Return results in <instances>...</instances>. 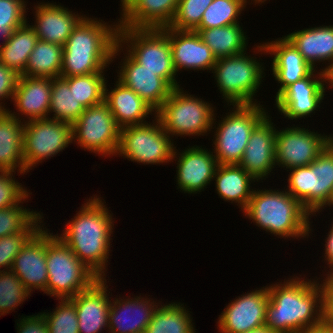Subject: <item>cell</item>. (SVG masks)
Returning <instances> with one entry per match:
<instances>
[{"label":"cell","instance_id":"9f6ffc18","mask_svg":"<svg viewBox=\"0 0 333 333\" xmlns=\"http://www.w3.org/2000/svg\"><path fill=\"white\" fill-rule=\"evenodd\" d=\"M266 1H268V0H251L250 4L254 3V5L258 4L260 6V5H262V3L266 2ZM269 2H270V0H269Z\"/></svg>","mask_w":333,"mask_h":333},{"label":"cell","instance_id":"11a10c76","mask_svg":"<svg viewBox=\"0 0 333 333\" xmlns=\"http://www.w3.org/2000/svg\"><path fill=\"white\" fill-rule=\"evenodd\" d=\"M241 333H275L274 331H272L270 328L268 327H261L258 329H254V330H250V331H246V332H241Z\"/></svg>","mask_w":333,"mask_h":333},{"label":"cell","instance_id":"cb8c5ba5","mask_svg":"<svg viewBox=\"0 0 333 333\" xmlns=\"http://www.w3.org/2000/svg\"><path fill=\"white\" fill-rule=\"evenodd\" d=\"M34 24L39 40L63 46L72 30L86 17V15L73 12L56 2H41L33 7Z\"/></svg>","mask_w":333,"mask_h":333},{"label":"cell","instance_id":"7a4b0ae2","mask_svg":"<svg viewBox=\"0 0 333 333\" xmlns=\"http://www.w3.org/2000/svg\"><path fill=\"white\" fill-rule=\"evenodd\" d=\"M97 196H90L74 218L65 224L61 234L56 235L99 278H106L115 220L105 200Z\"/></svg>","mask_w":333,"mask_h":333},{"label":"cell","instance_id":"ffe728a7","mask_svg":"<svg viewBox=\"0 0 333 333\" xmlns=\"http://www.w3.org/2000/svg\"><path fill=\"white\" fill-rule=\"evenodd\" d=\"M108 286L106 278H99L90 287L70 298L76 307L79 333H102L103 329L108 332L113 297Z\"/></svg>","mask_w":333,"mask_h":333},{"label":"cell","instance_id":"f1b7e54d","mask_svg":"<svg viewBox=\"0 0 333 333\" xmlns=\"http://www.w3.org/2000/svg\"><path fill=\"white\" fill-rule=\"evenodd\" d=\"M23 129L24 122L8 111H0V170L27 175L23 157Z\"/></svg>","mask_w":333,"mask_h":333},{"label":"cell","instance_id":"b9f144b4","mask_svg":"<svg viewBox=\"0 0 333 333\" xmlns=\"http://www.w3.org/2000/svg\"><path fill=\"white\" fill-rule=\"evenodd\" d=\"M213 0H179L173 20L168 28L178 31H195L203 14Z\"/></svg>","mask_w":333,"mask_h":333},{"label":"cell","instance_id":"30bf717a","mask_svg":"<svg viewBox=\"0 0 333 333\" xmlns=\"http://www.w3.org/2000/svg\"><path fill=\"white\" fill-rule=\"evenodd\" d=\"M287 171L290 172L285 190L302 204L311 217L320 214L333 193V140L308 166Z\"/></svg>","mask_w":333,"mask_h":333},{"label":"cell","instance_id":"8fae6325","mask_svg":"<svg viewBox=\"0 0 333 333\" xmlns=\"http://www.w3.org/2000/svg\"><path fill=\"white\" fill-rule=\"evenodd\" d=\"M149 123L126 126L120 129L117 156L143 165H161L172 162L174 140L165 132L155 116ZM155 121V122H154Z\"/></svg>","mask_w":333,"mask_h":333},{"label":"cell","instance_id":"f907efd6","mask_svg":"<svg viewBox=\"0 0 333 333\" xmlns=\"http://www.w3.org/2000/svg\"><path fill=\"white\" fill-rule=\"evenodd\" d=\"M301 333H333V325L322 321L320 324L305 329Z\"/></svg>","mask_w":333,"mask_h":333},{"label":"cell","instance_id":"277c9868","mask_svg":"<svg viewBox=\"0 0 333 333\" xmlns=\"http://www.w3.org/2000/svg\"><path fill=\"white\" fill-rule=\"evenodd\" d=\"M277 189L255 188L242 211L245 218L278 238L308 239L313 234L311 214L285 188Z\"/></svg>","mask_w":333,"mask_h":333},{"label":"cell","instance_id":"484cf974","mask_svg":"<svg viewBox=\"0 0 333 333\" xmlns=\"http://www.w3.org/2000/svg\"><path fill=\"white\" fill-rule=\"evenodd\" d=\"M168 38L177 73L182 70L212 71L217 58L197 32L168 28Z\"/></svg>","mask_w":333,"mask_h":333},{"label":"cell","instance_id":"83f0119b","mask_svg":"<svg viewBox=\"0 0 333 333\" xmlns=\"http://www.w3.org/2000/svg\"><path fill=\"white\" fill-rule=\"evenodd\" d=\"M284 36L314 69L323 62L320 70L324 72L333 62V25L311 26Z\"/></svg>","mask_w":333,"mask_h":333},{"label":"cell","instance_id":"7bdbcfd3","mask_svg":"<svg viewBox=\"0 0 333 333\" xmlns=\"http://www.w3.org/2000/svg\"><path fill=\"white\" fill-rule=\"evenodd\" d=\"M49 312H41L45 317L48 333H79L76 307L70 299H58L55 309Z\"/></svg>","mask_w":333,"mask_h":333},{"label":"cell","instance_id":"8992f818","mask_svg":"<svg viewBox=\"0 0 333 333\" xmlns=\"http://www.w3.org/2000/svg\"><path fill=\"white\" fill-rule=\"evenodd\" d=\"M247 53L246 50L238 55L218 58L211 71L222 99L228 106L261 103L254 97L264 82L265 63H262L261 57L260 62L257 57Z\"/></svg>","mask_w":333,"mask_h":333},{"label":"cell","instance_id":"8d00e7d4","mask_svg":"<svg viewBox=\"0 0 333 333\" xmlns=\"http://www.w3.org/2000/svg\"><path fill=\"white\" fill-rule=\"evenodd\" d=\"M105 73H92L71 77H62L73 90L74 96L81 105L88 107L104 102L105 86L108 82Z\"/></svg>","mask_w":333,"mask_h":333},{"label":"cell","instance_id":"d4e9b609","mask_svg":"<svg viewBox=\"0 0 333 333\" xmlns=\"http://www.w3.org/2000/svg\"><path fill=\"white\" fill-rule=\"evenodd\" d=\"M51 80L20 75L12 99L16 112L7 111L22 122L49 118Z\"/></svg>","mask_w":333,"mask_h":333},{"label":"cell","instance_id":"6f0895ef","mask_svg":"<svg viewBox=\"0 0 333 333\" xmlns=\"http://www.w3.org/2000/svg\"><path fill=\"white\" fill-rule=\"evenodd\" d=\"M328 206H329V207H332V206H333V193H332V196H331V198H330L328 204H327L325 207L328 208ZM332 208H333V207H332Z\"/></svg>","mask_w":333,"mask_h":333},{"label":"cell","instance_id":"ac0fdd59","mask_svg":"<svg viewBox=\"0 0 333 333\" xmlns=\"http://www.w3.org/2000/svg\"><path fill=\"white\" fill-rule=\"evenodd\" d=\"M267 115L251 132L239 165L259 183L268 179L276 167V125Z\"/></svg>","mask_w":333,"mask_h":333},{"label":"cell","instance_id":"f35d334b","mask_svg":"<svg viewBox=\"0 0 333 333\" xmlns=\"http://www.w3.org/2000/svg\"><path fill=\"white\" fill-rule=\"evenodd\" d=\"M43 218L44 215L42 213L24 232H17L0 238V271L11 270L18 253L45 226Z\"/></svg>","mask_w":333,"mask_h":333},{"label":"cell","instance_id":"9c48e42d","mask_svg":"<svg viewBox=\"0 0 333 333\" xmlns=\"http://www.w3.org/2000/svg\"><path fill=\"white\" fill-rule=\"evenodd\" d=\"M174 88L170 96L156 111L163 129L172 137L207 136L212 130L216 107L213 103ZM185 92V93H184Z\"/></svg>","mask_w":333,"mask_h":333},{"label":"cell","instance_id":"44dd1931","mask_svg":"<svg viewBox=\"0 0 333 333\" xmlns=\"http://www.w3.org/2000/svg\"><path fill=\"white\" fill-rule=\"evenodd\" d=\"M118 65L117 80L132 89L148 105L157 111L174 89L165 79L145 69L127 52ZM123 60V61H122Z\"/></svg>","mask_w":333,"mask_h":333},{"label":"cell","instance_id":"c3c4849f","mask_svg":"<svg viewBox=\"0 0 333 333\" xmlns=\"http://www.w3.org/2000/svg\"><path fill=\"white\" fill-rule=\"evenodd\" d=\"M323 289V321L333 325V288Z\"/></svg>","mask_w":333,"mask_h":333},{"label":"cell","instance_id":"e575fe53","mask_svg":"<svg viewBox=\"0 0 333 333\" xmlns=\"http://www.w3.org/2000/svg\"><path fill=\"white\" fill-rule=\"evenodd\" d=\"M63 46L38 40L21 75L41 78L61 76Z\"/></svg>","mask_w":333,"mask_h":333},{"label":"cell","instance_id":"5b68a950","mask_svg":"<svg viewBox=\"0 0 333 333\" xmlns=\"http://www.w3.org/2000/svg\"><path fill=\"white\" fill-rule=\"evenodd\" d=\"M121 52L123 54L127 52L137 63L155 72L173 88L181 87L173 64L168 27L161 29L119 27L118 43L114 48L112 61L119 57Z\"/></svg>","mask_w":333,"mask_h":333},{"label":"cell","instance_id":"f5cc1de1","mask_svg":"<svg viewBox=\"0 0 333 333\" xmlns=\"http://www.w3.org/2000/svg\"><path fill=\"white\" fill-rule=\"evenodd\" d=\"M325 75V86L329 89H333V62L328 66V68L324 71ZM329 84V85H328Z\"/></svg>","mask_w":333,"mask_h":333},{"label":"cell","instance_id":"db71d44e","mask_svg":"<svg viewBox=\"0 0 333 333\" xmlns=\"http://www.w3.org/2000/svg\"><path fill=\"white\" fill-rule=\"evenodd\" d=\"M138 0H120V18L137 2Z\"/></svg>","mask_w":333,"mask_h":333},{"label":"cell","instance_id":"ab89813d","mask_svg":"<svg viewBox=\"0 0 333 333\" xmlns=\"http://www.w3.org/2000/svg\"><path fill=\"white\" fill-rule=\"evenodd\" d=\"M31 296L12 270L0 271V317L13 312Z\"/></svg>","mask_w":333,"mask_h":333},{"label":"cell","instance_id":"681fc988","mask_svg":"<svg viewBox=\"0 0 333 333\" xmlns=\"http://www.w3.org/2000/svg\"><path fill=\"white\" fill-rule=\"evenodd\" d=\"M333 220V218H332ZM332 226V227H331ZM330 226V229L327 233V237H325L326 239L324 240L325 241V244H324V262L327 266V269L328 267L330 269L333 268V221H332V224Z\"/></svg>","mask_w":333,"mask_h":333},{"label":"cell","instance_id":"d6a6232c","mask_svg":"<svg viewBox=\"0 0 333 333\" xmlns=\"http://www.w3.org/2000/svg\"><path fill=\"white\" fill-rule=\"evenodd\" d=\"M28 22L15 29L0 47V64L12 68L20 75L25 71L29 55L39 40L35 29Z\"/></svg>","mask_w":333,"mask_h":333},{"label":"cell","instance_id":"7c38bea8","mask_svg":"<svg viewBox=\"0 0 333 333\" xmlns=\"http://www.w3.org/2000/svg\"><path fill=\"white\" fill-rule=\"evenodd\" d=\"M120 129L108 105L102 102L85 109L72 124L73 143L102 157H116Z\"/></svg>","mask_w":333,"mask_h":333},{"label":"cell","instance_id":"f546056e","mask_svg":"<svg viewBox=\"0 0 333 333\" xmlns=\"http://www.w3.org/2000/svg\"><path fill=\"white\" fill-rule=\"evenodd\" d=\"M213 181L215 191L224 201L234 202L243 211L253 194L252 183L258 182L247 173L239 164L218 165Z\"/></svg>","mask_w":333,"mask_h":333},{"label":"cell","instance_id":"ee69618b","mask_svg":"<svg viewBox=\"0 0 333 333\" xmlns=\"http://www.w3.org/2000/svg\"><path fill=\"white\" fill-rule=\"evenodd\" d=\"M25 0H0V47L11 37L14 30L27 22Z\"/></svg>","mask_w":333,"mask_h":333},{"label":"cell","instance_id":"74e56055","mask_svg":"<svg viewBox=\"0 0 333 333\" xmlns=\"http://www.w3.org/2000/svg\"><path fill=\"white\" fill-rule=\"evenodd\" d=\"M250 0H213L203 14L197 29H210L240 24V15Z\"/></svg>","mask_w":333,"mask_h":333},{"label":"cell","instance_id":"60d3db41","mask_svg":"<svg viewBox=\"0 0 333 333\" xmlns=\"http://www.w3.org/2000/svg\"><path fill=\"white\" fill-rule=\"evenodd\" d=\"M31 194L20 204L0 209V238L17 232H24L42 214L41 211H30V208L26 209L23 206L24 202H28L26 200H30L28 198H31Z\"/></svg>","mask_w":333,"mask_h":333},{"label":"cell","instance_id":"7402d4cb","mask_svg":"<svg viewBox=\"0 0 333 333\" xmlns=\"http://www.w3.org/2000/svg\"><path fill=\"white\" fill-rule=\"evenodd\" d=\"M117 297V298H116ZM111 299L108 333H139L145 331L161 301L145 295Z\"/></svg>","mask_w":333,"mask_h":333},{"label":"cell","instance_id":"603a6c76","mask_svg":"<svg viewBox=\"0 0 333 333\" xmlns=\"http://www.w3.org/2000/svg\"><path fill=\"white\" fill-rule=\"evenodd\" d=\"M47 228L42 227L15 257L11 270L32 293L46 294L48 271L46 265Z\"/></svg>","mask_w":333,"mask_h":333},{"label":"cell","instance_id":"ba28073f","mask_svg":"<svg viewBox=\"0 0 333 333\" xmlns=\"http://www.w3.org/2000/svg\"><path fill=\"white\" fill-rule=\"evenodd\" d=\"M46 294L58 299H70L90 287L99 277L81 262L69 246L47 228Z\"/></svg>","mask_w":333,"mask_h":333},{"label":"cell","instance_id":"d590c367","mask_svg":"<svg viewBox=\"0 0 333 333\" xmlns=\"http://www.w3.org/2000/svg\"><path fill=\"white\" fill-rule=\"evenodd\" d=\"M51 86L49 115L53 116L50 115L49 118L72 125L85 108L77 101L73 90H70L69 84L62 77L52 79Z\"/></svg>","mask_w":333,"mask_h":333},{"label":"cell","instance_id":"bcb514c9","mask_svg":"<svg viewBox=\"0 0 333 333\" xmlns=\"http://www.w3.org/2000/svg\"><path fill=\"white\" fill-rule=\"evenodd\" d=\"M20 74L12 68L0 64V111H7L5 100L12 102ZM4 101V102H1ZM4 103V104H3ZM3 104V105H2Z\"/></svg>","mask_w":333,"mask_h":333},{"label":"cell","instance_id":"6da1fadb","mask_svg":"<svg viewBox=\"0 0 333 333\" xmlns=\"http://www.w3.org/2000/svg\"><path fill=\"white\" fill-rule=\"evenodd\" d=\"M299 276L267 285L264 326L275 333H301L323 321V289L318 277Z\"/></svg>","mask_w":333,"mask_h":333},{"label":"cell","instance_id":"4316f807","mask_svg":"<svg viewBox=\"0 0 333 333\" xmlns=\"http://www.w3.org/2000/svg\"><path fill=\"white\" fill-rule=\"evenodd\" d=\"M115 83L110 91L106 82L104 102L120 128L144 124L150 115L156 116V111L132 89L118 80Z\"/></svg>","mask_w":333,"mask_h":333},{"label":"cell","instance_id":"1f68e13d","mask_svg":"<svg viewBox=\"0 0 333 333\" xmlns=\"http://www.w3.org/2000/svg\"><path fill=\"white\" fill-rule=\"evenodd\" d=\"M203 42L218 58L241 54L248 48V36L243 30L242 23L215 27L210 29H196Z\"/></svg>","mask_w":333,"mask_h":333},{"label":"cell","instance_id":"f6af8a7d","mask_svg":"<svg viewBox=\"0 0 333 333\" xmlns=\"http://www.w3.org/2000/svg\"><path fill=\"white\" fill-rule=\"evenodd\" d=\"M13 173L16 174L0 170V209L20 204L31 193L17 181Z\"/></svg>","mask_w":333,"mask_h":333},{"label":"cell","instance_id":"7dc6e473","mask_svg":"<svg viewBox=\"0 0 333 333\" xmlns=\"http://www.w3.org/2000/svg\"><path fill=\"white\" fill-rule=\"evenodd\" d=\"M17 333H48L45 317L40 312L38 314L21 316L16 321Z\"/></svg>","mask_w":333,"mask_h":333},{"label":"cell","instance_id":"5bb4252c","mask_svg":"<svg viewBox=\"0 0 333 333\" xmlns=\"http://www.w3.org/2000/svg\"><path fill=\"white\" fill-rule=\"evenodd\" d=\"M302 127V128H301ZM308 128V129H307ZM293 125L276 129V166L283 170L308 166L333 140V134L311 131L309 126Z\"/></svg>","mask_w":333,"mask_h":333},{"label":"cell","instance_id":"3957f363","mask_svg":"<svg viewBox=\"0 0 333 333\" xmlns=\"http://www.w3.org/2000/svg\"><path fill=\"white\" fill-rule=\"evenodd\" d=\"M119 26V20L108 24L103 19L86 16L63 45L60 77L108 71L118 43Z\"/></svg>","mask_w":333,"mask_h":333},{"label":"cell","instance_id":"2e32d148","mask_svg":"<svg viewBox=\"0 0 333 333\" xmlns=\"http://www.w3.org/2000/svg\"><path fill=\"white\" fill-rule=\"evenodd\" d=\"M269 301L267 285L237 296L217 320L220 333H241L264 326Z\"/></svg>","mask_w":333,"mask_h":333},{"label":"cell","instance_id":"52a82bcc","mask_svg":"<svg viewBox=\"0 0 333 333\" xmlns=\"http://www.w3.org/2000/svg\"><path fill=\"white\" fill-rule=\"evenodd\" d=\"M263 106L233 105V108L229 106L232 110L229 109L230 112L225 113L219 122L215 119L217 116H214L212 152L219 165L240 163L251 132L268 115L267 108Z\"/></svg>","mask_w":333,"mask_h":333},{"label":"cell","instance_id":"d6986e66","mask_svg":"<svg viewBox=\"0 0 333 333\" xmlns=\"http://www.w3.org/2000/svg\"><path fill=\"white\" fill-rule=\"evenodd\" d=\"M254 46V55L257 53L261 56L262 54L271 55L273 59L270 70L273 72L275 81L280 85L276 96L285 87L307 77L314 70L285 36Z\"/></svg>","mask_w":333,"mask_h":333},{"label":"cell","instance_id":"4dcf8cb0","mask_svg":"<svg viewBox=\"0 0 333 333\" xmlns=\"http://www.w3.org/2000/svg\"><path fill=\"white\" fill-rule=\"evenodd\" d=\"M179 0H138L121 18L119 27H168L175 15Z\"/></svg>","mask_w":333,"mask_h":333},{"label":"cell","instance_id":"e0dca14e","mask_svg":"<svg viewBox=\"0 0 333 333\" xmlns=\"http://www.w3.org/2000/svg\"><path fill=\"white\" fill-rule=\"evenodd\" d=\"M175 146L172 162L176 166V184L180 192L199 194L208 188L213 181L217 166L219 165L213 152L198 145L187 146L182 151ZM177 161V162H176Z\"/></svg>","mask_w":333,"mask_h":333},{"label":"cell","instance_id":"836d02e7","mask_svg":"<svg viewBox=\"0 0 333 333\" xmlns=\"http://www.w3.org/2000/svg\"><path fill=\"white\" fill-rule=\"evenodd\" d=\"M184 303L167 302L158 306L146 333H196L191 312Z\"/></svg>","mask_w":333,"mask_h":333},{"label":"cell","instance_id":"4fadbf2b","mask_svg":"<svg viewBox=\"0 0 333 333\" xmlns=\"http://www.w3.org/2000/svg\"><path fill=\"white\" fill-rule=\"evenodd\" d=\"M22 143L25 168L29 173L73 143L72 125L51 118L24 122Z\"/></svg>","mask_w":333,"mask_h":333},{"label":"cell","instance_id":"816d5d0a","mask_svg":"<svg viewBox=\"0 0 333 333\" xmlns=\"http://www.w3.org/2000/svg\"><path fill=\"white\" fill-rule=\"evenodd\" d=\"M324 268L325 272H328H326L325 274H321V276L324 275L323 278L325 277L324 279L322 278L323 281L321 280V278L318 277L319 283L322 288H333V268L329 270H326V267Z\"/></svg>","mask_w":333,"mask_h":333},{"label":"cell","instance_id":"9a60e30c","mask_svg":"<svg viewBox=\"0 0 333 333\" xmlns=\"http://www.w3.org/2000/svg\"><path fill=\"white\" fill-rule=\"evenodd\" d=\"M325 85L324 72L314 69L307 77L291 83L275 96V108L290 121L311 117L327 95Z\"/></svg>","mask_w":333,"mask_h":333}]
</instances>
